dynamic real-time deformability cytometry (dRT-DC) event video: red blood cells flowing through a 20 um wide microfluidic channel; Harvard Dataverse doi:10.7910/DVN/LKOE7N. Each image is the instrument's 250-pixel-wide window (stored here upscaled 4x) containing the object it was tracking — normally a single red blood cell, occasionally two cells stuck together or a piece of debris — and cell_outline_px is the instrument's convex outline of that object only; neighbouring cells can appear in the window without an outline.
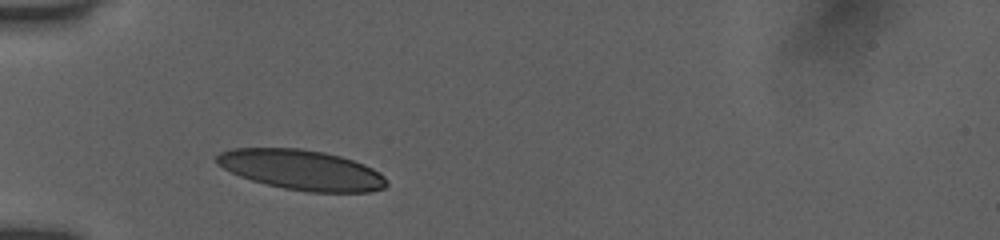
{"species": "human", "species_latin": "Homo sapiens", "temperature_condition": "room temperature", "stored_images_in_passage": 5, "camera_frame_rate_fps": 3000, "um_per_image_px": 0.085, "donor": {"sex": "female"}, "frame": {"image": 1, "passage_image": 1, "time_ms": 0.0, "image_size_px": [1000, 240], "cell_outline_px": [[388, 184], [384, 188], [368, 192], [308, 192], [284, 188], [252, 180], [240, 176], [216, 164], [216, 156], [220, 152], [232, 148], [300, 148], [324, 152], [340, 156], [364, 164], [380, 172], [384, 176]], "centroid_in_image_um": [25.64, 14.43], "position_along_channel_um": 59.4, "area_um2": 39.59}}
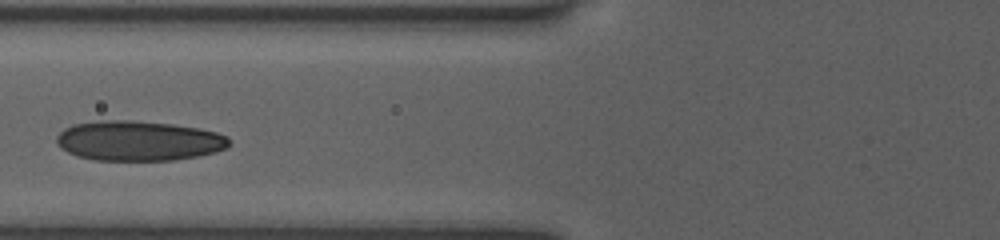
{"frame": {"image": 2, "passage_image": 3, "time_ms": 0.667, "image_size_px": [1000, 240], "cell_outline_px": [[232, 144], [228, 148], [216, 152], [200, 156], [172, 160], [96, 160], [76, 156], [60, 148], [56, 144], [56, 136], [64, 128], [72, 124], [100, 120], [132, 120], [172, 124], [200, 128], [216, 132], [228, 136]], "centroid_in_image_um": [11.8, 11.96], "position_along_channel_um": 114.0, "area_um2": 40.69}}
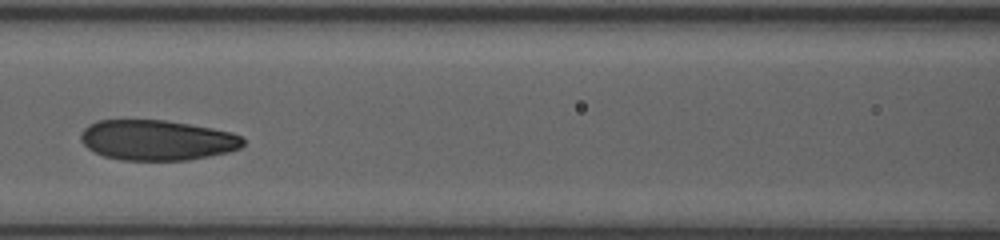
{"frame": {"image": 3, "passage_image": 4, "time_ms": 1.0, "image_size_px": [1000, 240], "cell_outline_px": [[244, 144], [240, 148], [228, 152], [188, 160], [124, 160], [104, 156], [88, 148], [80, 140], [80, 136], [84, 128], [88, 124], [96, 120], [164, 120], [212, 128], [232, 132], [240, 136], [244, 140]], "centroid_in_image_um": [13.34, 11.91], "position_along_channel_um": 153.3, "area_um2": 38.03}}